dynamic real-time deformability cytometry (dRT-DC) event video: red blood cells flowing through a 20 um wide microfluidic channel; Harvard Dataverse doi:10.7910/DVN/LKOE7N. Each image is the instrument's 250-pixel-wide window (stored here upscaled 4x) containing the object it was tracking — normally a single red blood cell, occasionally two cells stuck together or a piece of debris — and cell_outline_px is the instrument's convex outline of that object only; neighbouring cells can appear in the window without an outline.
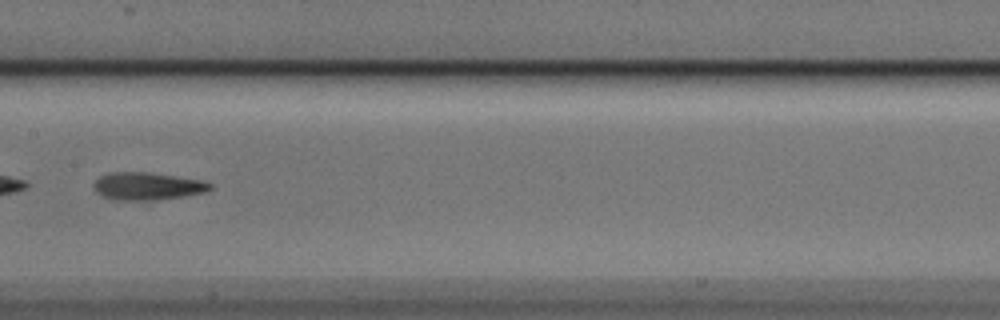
{"species": "Egyptian fruit bat (a non-hibernating species)", "species_latin": "Rousettus aegyptiacus", "temperature_condition": "cold", "stored_images_in_passage": 10, "camera_frame_rate_fps": 3000, "um_per_image_px": 0.085, "animal": {"sex": "male"}, "frame": {"image": 1, "passage_image": 7, "time_ms": 2.0, "image_size_px": [1000, 320], "cell_outline_px": [[212, 188], [208, 192], [184, 196], [156, 200], [116, 200], [104, 196], [96, 192], [92, 188], [92, 184], [100, 176], [112, 172], [152, 172], [204, 180], [212, 184]], "centroid_in_image_um": [12.56, 15.82], "position_along_channel_um": 194.8, "area_um2": 19.02}}
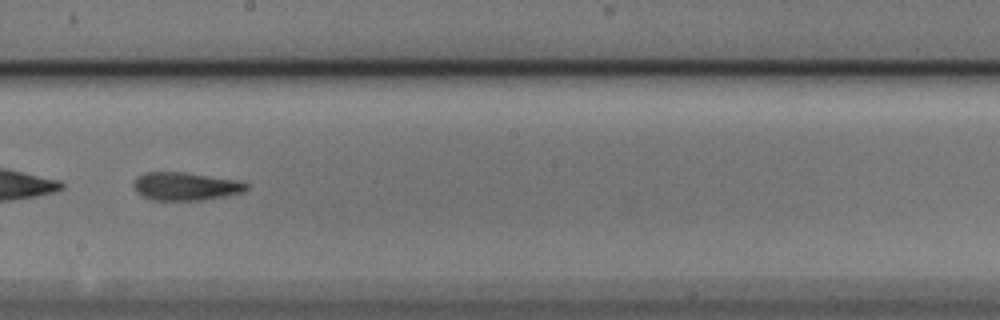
{"frame": {"image": 2, "passage_image": 8, "time_ms": 2.333, "image_size_px": [1000, 320], "cell_outline_px": [[248, 188], [244, 192], [204, 200], [152, 200], [136, 192], [132, 184], [132, 180], [136, 176], [144, 172], [184, 172], [240, 180], [248, 184]], "centroid_in_image_um": [15.75, 15.82], "position_along_channel_um": 232.4, "area_um2": 18.73}}
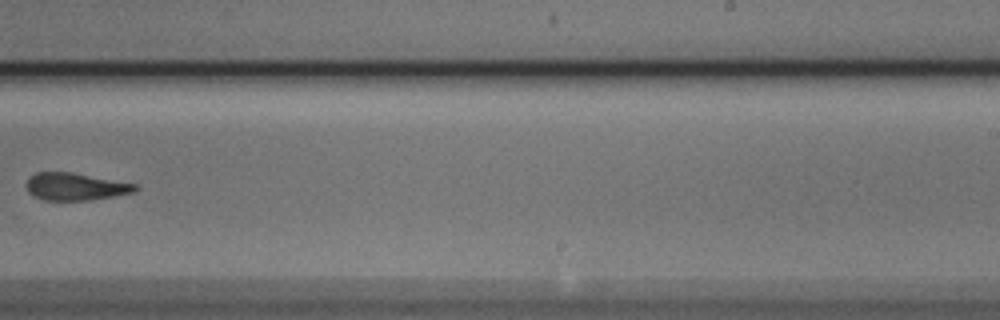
{"frame": {"image": 3, "passage_image": 9, "time_ms": 2.667, "image_size_px": [1000, 320], "cell_outline_px": [[140, 188], [136, 192], [116, 196], [92, 200], [44, 200], [32, 196], [28, 192], [24, 184], [28, 176], [36, 172], [72, 172], [136, 184]], "centroid_in_image_um": [6.38, 15.86], "position_along_channel_um": 282.6, "area_um2": 17.74}}